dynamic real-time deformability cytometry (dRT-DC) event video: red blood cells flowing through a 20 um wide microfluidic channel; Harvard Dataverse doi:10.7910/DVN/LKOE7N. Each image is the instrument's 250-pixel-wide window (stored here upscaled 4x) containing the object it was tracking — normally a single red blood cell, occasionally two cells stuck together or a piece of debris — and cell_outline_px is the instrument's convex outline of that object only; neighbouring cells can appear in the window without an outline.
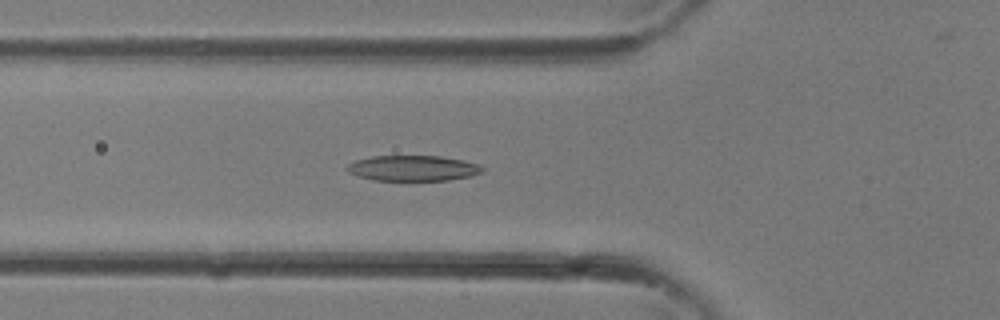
{"species": "common noctule bat (a hibernating species)", "species_latin": "Nyctalus noctula", "temperature_condition": "room temperature", "stored_images_in_passage": 32, "camera_frame_rate_fps": 3000, "um_per_image_px": 0.085, "animal": {"sex": "female"}, "frame": {"image": 1, "passage_image": 10, "time_ms": 3.0, "image_size_px": [1000, 320], "cell_outline_px": [[484, 172], [472, 176], [448, 180], [376, 180], [356, 176], [348, 172], [344, 168], [348, 164], [356, 160], [372, 156], [440, 156], [464, 160], [480, 164], [484, 168]], "centroid_in_image_um": [35.12, 14.29], "position_along_channel_um": 90.7, "area_um2": 20.29}}
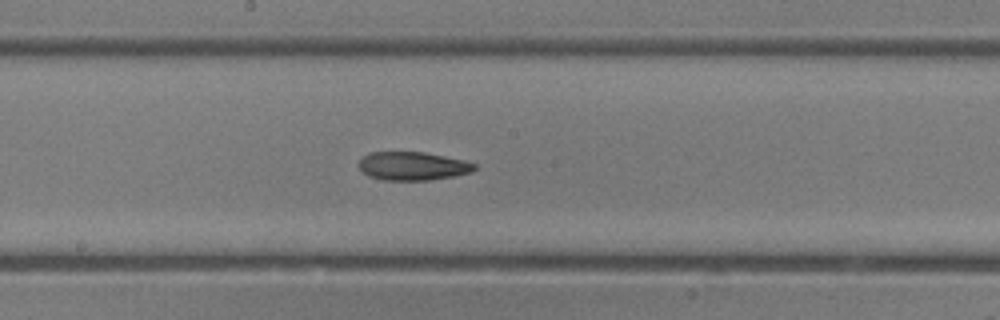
{"frame": {"image": 2, "passage_image": 16, "time_ms": 5.0, "image_size_px": [1000, 320], "cell_outline_px": [[476, 168], [472, 172], [456, 176], [428, 180], [384, 180], [368, 176], [356, 164], [368, 152], [424, 152], [464, 160], [476, 164]], "centroid_in_image_um": [35.08, 14.11], "position_along_channel_um": 213.1, "area_um2": 19.25}}
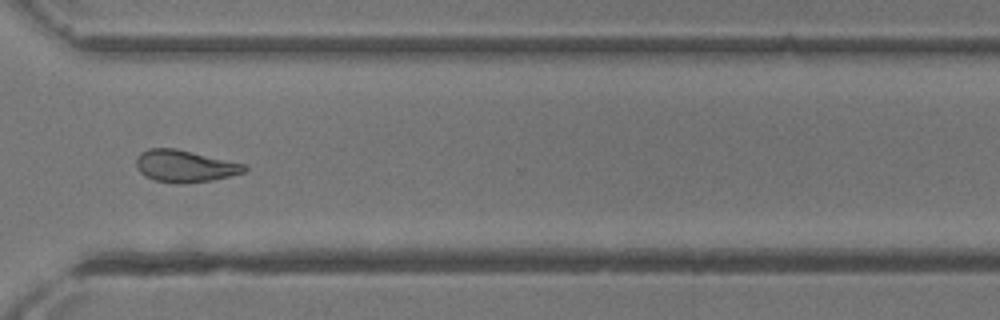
{"frame": {"image": 3, "passage_image": 23, "time_ms": 7.333, "image_size_px": [1000, 320], "cell_outline_px": [[248, 168], [244, 172], [212, 180], [180, 184], [156, 180], [144, 176], [136, 168], [136, 156], [140, 152], [148, 148], [176, 148], [244, 164]], "centroid_in_image_um": [15.65, 14.11], "position_along_channel_um": 354.9, "area_um2": 20.11}}